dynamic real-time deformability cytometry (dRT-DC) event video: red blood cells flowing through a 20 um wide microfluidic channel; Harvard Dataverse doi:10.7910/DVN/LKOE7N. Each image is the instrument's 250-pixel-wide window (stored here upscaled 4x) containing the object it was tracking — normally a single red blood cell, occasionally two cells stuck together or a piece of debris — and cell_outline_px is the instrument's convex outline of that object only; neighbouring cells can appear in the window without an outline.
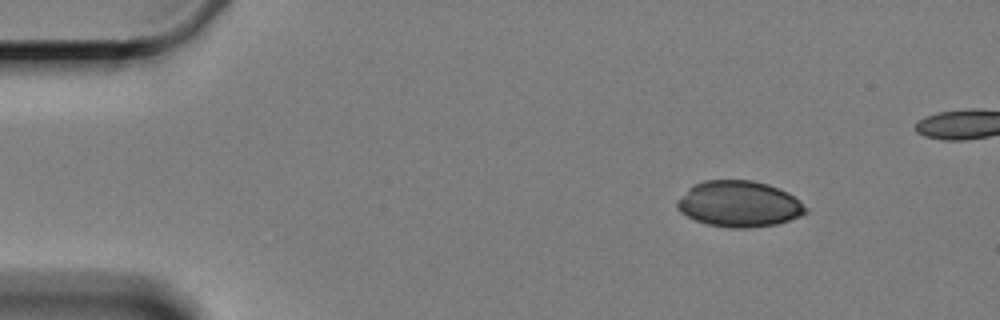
{"species": "Egyptian fruit bat (a non-hibernating species)", "species_latin": "Rousettus aegyptiacus", "temperature_condition": "cold", "stored_images_in_passage": 6, "camera_frame_rate_fps": 3000, "um_per_image_px": 0.085, "animal": {"sex": "female"}, "frame": {"image": 1, "passage_image": 1, "time_ms": 0.0, "image_size_px": [1000, 320], "cell_outline_px": [[808, 212], [800, 216], [776, 224], [748, 228], [728, 228], [708, 224], [696, 220], [680, 212], [676, 208], [676, 200], [688, 188], [704, 180], [752, 180], [768, 184], [800, 200], [808, 208]], "centroid_in_image_um": [62.8, 17.34], "position_along_channel_um": 22.2, "area_um2": 34.39}}
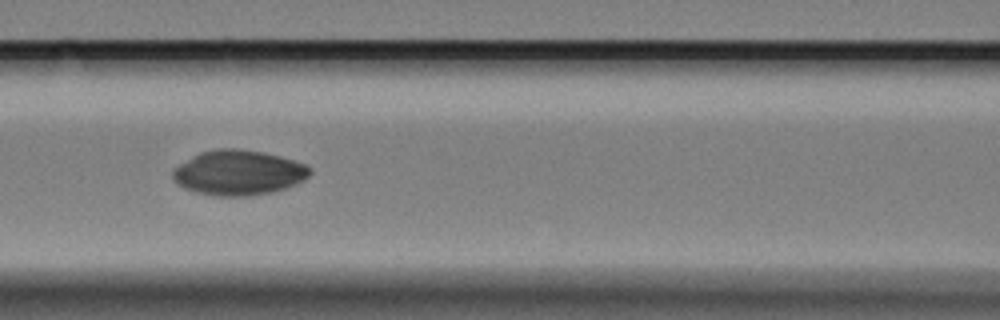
{"frame": {"image": 2, "passage_image": 5, "time_ms": 6.0, "image_size_px": [1000, 320], "cell_outline_px": [[312, 172], [304, 180], [296, 184], [272, 192], [248, 196], [216, 196], [196, 192], [184, 188], [172, 176], [172, 172], [180, 164], [192, 156], [200, 152], [220, 148], [236, 148], [264, 152], [280, 156], [304, 164], [312, 168]], "centroid_in_image_um": [20.3, 14.67], "position_along_channel_um": 146.3, "area_um2": 35.78}}
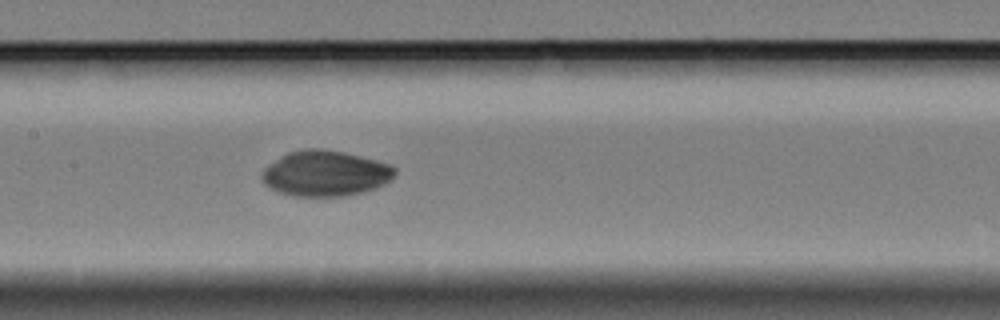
{"frame": {"image": 3, "passage_image": 6, "time_ms": 7.0, "image_size_px": [1000, 320], "cell_outline_px": [[396, 176], [392, 180], [376, 188], [344, 196], [292, 196], [280, 192], [264, 184], [260, 176], [264, 168], [280, 156], [288, 152], [308, 148], [320, 148], [344, 152], [392, 164], [396, 168]], "centroid_in_image_um": [27.67, 14.73], "position_along_channel_um": 179.7, "area_um2": 35.49}}